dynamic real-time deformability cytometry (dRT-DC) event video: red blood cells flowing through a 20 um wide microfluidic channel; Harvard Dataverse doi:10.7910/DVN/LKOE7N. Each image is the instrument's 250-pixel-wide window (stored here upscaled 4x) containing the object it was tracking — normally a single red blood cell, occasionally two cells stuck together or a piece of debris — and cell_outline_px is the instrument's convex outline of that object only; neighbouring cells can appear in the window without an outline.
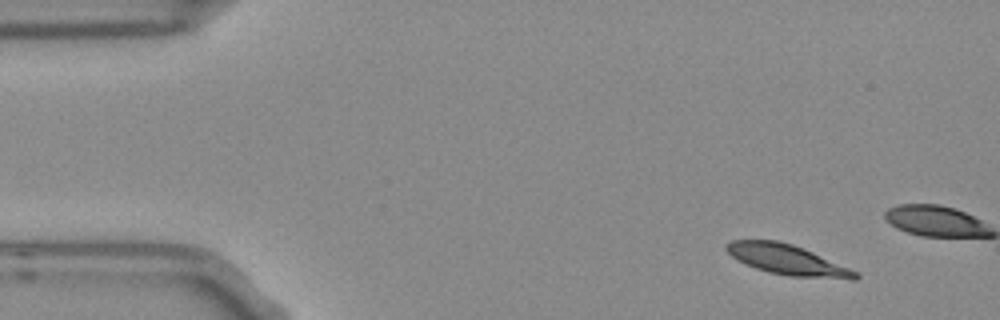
{"species": "Egyptian fruit bat (a non-hibernating species)", "species_latin": "Rousettus aegyptiacus", "temperature_condition": "room temperature", "stored_images_in_passage": 9, "camera_frame_rate_fps": 3000, "um_per_image_px": 0.085, "frame": {"image": 1, "passage_image": 1, "time_ms": 0.0, "image_size_px": [1000, 320], "cell_outline_px": [[860, 276], [856, 280], [852, 280], [788, 276], [768, 272], [756, 268], [732, 256], [724, 248], [732, 240], [780, 240], [804, 248], [848, 268], [856, 272]], "centroid_in_image_um": [66.95, 22.09], "position_along_channel_um": 18.0, "area_um2": 22.48}}